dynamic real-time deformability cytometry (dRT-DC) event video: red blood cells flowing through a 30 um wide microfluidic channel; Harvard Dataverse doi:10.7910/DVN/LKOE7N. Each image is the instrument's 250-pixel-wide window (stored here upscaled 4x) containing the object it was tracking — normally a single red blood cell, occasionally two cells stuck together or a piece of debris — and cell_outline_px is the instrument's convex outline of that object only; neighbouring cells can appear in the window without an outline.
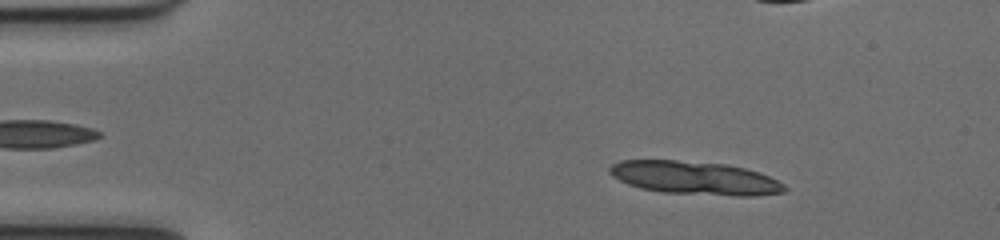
{"species": "common noctule bat (a hibernating species)", "species_latin": "Nyctalus noctula", "temperature_condition": "cold", "stored_images_in_passage": 14, "camera_frame_rate_fps": 3000, "um_per_image_px": 0.085, "animal": {"sex": "female", "body_mass_g": 17.0, "forearm_length_mm": 48.0}, "frame": {"image": 1, "passage_image": 7, "time_ms": 2.0, "image_size_px": [1000, 240], "cell_outline_px": [[788, 188], [784, 192], [756, 196], [736, 196], [660, 192], [640, 188], [628, 184], [612, 176], [608, 172], [608, 168], [612, 164], [620, 160], [676, 160], [728, 164], [760, 172], [784, 184]], "centroid_in_image_um": [59.06, 15.13], "position_along_channel_um": 25.9, "area_um2": 34.16}}